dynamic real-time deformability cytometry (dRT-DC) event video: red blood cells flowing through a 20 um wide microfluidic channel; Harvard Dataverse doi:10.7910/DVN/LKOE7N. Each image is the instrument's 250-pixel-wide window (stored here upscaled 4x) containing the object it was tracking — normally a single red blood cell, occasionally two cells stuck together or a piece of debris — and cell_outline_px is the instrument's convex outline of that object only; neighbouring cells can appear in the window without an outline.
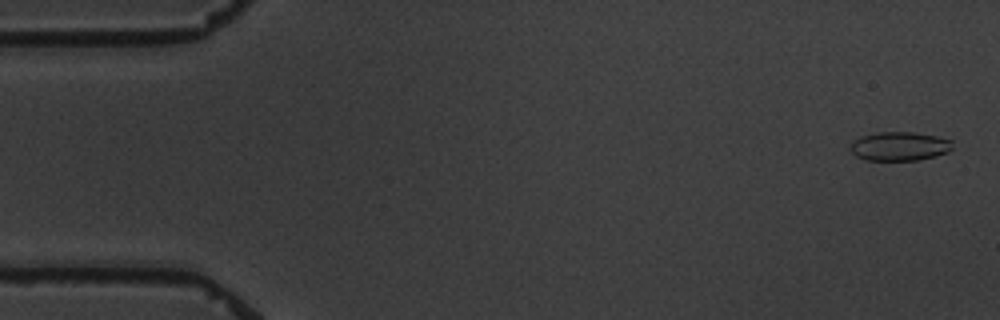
{"species": "common noctule bat (a hibernating species)", "species_latin": "Nyctalus noctula", "temperature_condition": "warm", "stored_images_in_passage": 6, "camera_frame_rate_fps": 3000, "um_per_image_px": 0.085, "animal": {"sex": "male", "body_mass_g": 19.5, "forearm_length_mm": 54.6}, "frame": {"image": 1, "passage_image": 1, "time_ms": 0.0, "image_size_px": [1000, 320], "cell_outline_px": [[952, 148], [948, 152], [936, 156], [916, 160], [864, 160], [856, 156], [848, 148], [852, 140], [860, 136], [880, 132], [912, 132], [936, 136], [952, 140]], "centroid_in_image_um": [76.42, 12.43], "position_along_channel_um": 8.6, "area_um2": 17.34}}